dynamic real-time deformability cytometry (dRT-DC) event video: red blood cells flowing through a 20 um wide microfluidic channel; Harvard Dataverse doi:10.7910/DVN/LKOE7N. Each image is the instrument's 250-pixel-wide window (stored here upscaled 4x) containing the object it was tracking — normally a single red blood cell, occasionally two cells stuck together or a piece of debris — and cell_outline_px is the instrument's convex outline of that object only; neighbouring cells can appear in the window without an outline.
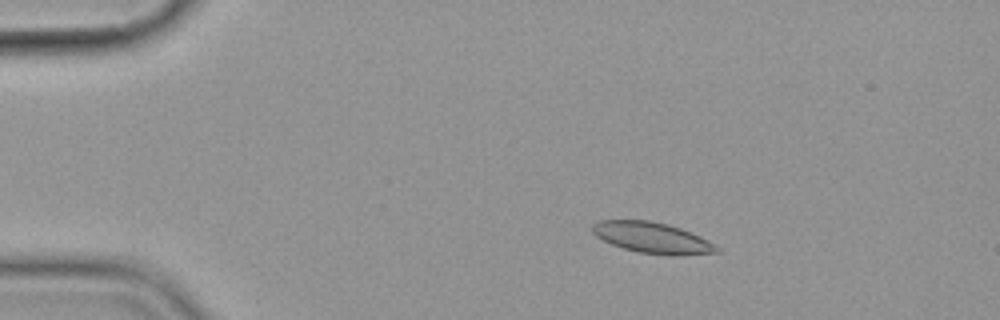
{"species": "common noctule bat (a hibernating species)", "species_latin": "Nyctalus noctula", "temperature_condition": "cold", "stored_images_in_passage": 5, "camera_frame_rate_fps": 3000, "um_per_image_px": 0.085, "animal": {"sex": "female", "body_mass_g": 19.9}, "frame": {"image": 1, "passage_image": 3, "time_ms": 2.333, "image_size_px": [1000, 320], "cell_outline_px": [[720, 252], [680, 256], [668, 256], [640, 252], [624, 248], [612, 244], [596, 236], [592, 232], [592, 224], [600, 220], [648, 220], [668, 224], [680, 228], [700, 236], [720, 248]], "centroid_in_image_um": [55.46, 20.21], "position_along_channel_um": 29.5, "area_um2": 22.43}}